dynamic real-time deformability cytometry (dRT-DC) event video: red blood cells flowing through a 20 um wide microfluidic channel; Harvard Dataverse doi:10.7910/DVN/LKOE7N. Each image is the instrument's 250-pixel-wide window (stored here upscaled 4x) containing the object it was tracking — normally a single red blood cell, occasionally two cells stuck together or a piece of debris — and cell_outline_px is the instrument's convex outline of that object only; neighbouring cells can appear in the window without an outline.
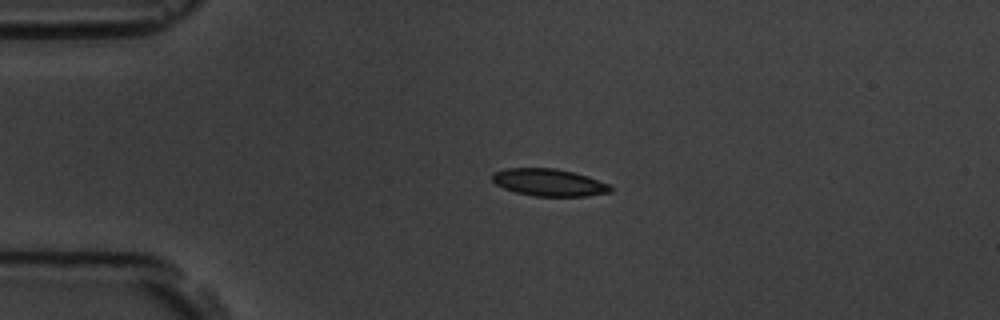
{"species": "common noctule bat (a hibernating species)", "species_latin": "Nyctalus noctula", "temperature_condition": "room temperature", "stored_images_in_passage": 4, "camera_frame_rate_fps": 3000, "um_per_image_px": 0.085, "animal": {"sex": "male", "body_mass_g": 19.5, "forearm_length_mm": 54.6}, "frame": {"image": 1, "passage_image": 3, "time_ms": 2.333, "image_size_px": [1000, 320], "cell_outline_px": [[612, 192], [588, 196], [536, 196], [516, 192], [504, 188], [496, 184], [492, 180], [492, 172], [504, 168], [556, 168], [588, 176], [608, 184], [612, 188]], "centroid_in_image_um": [46.65, 15.5], "position_along_channel_um": 38.3, "area_um2": 18.79}}